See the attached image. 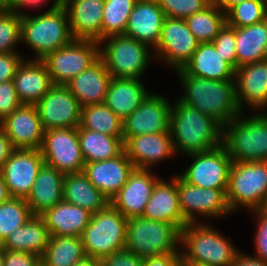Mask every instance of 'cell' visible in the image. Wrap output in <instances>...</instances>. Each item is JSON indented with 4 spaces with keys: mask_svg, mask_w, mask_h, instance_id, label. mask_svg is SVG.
<instances>
[{
    "mask_svg": "<svg viewBox=\"0 0 267 266\" xmlns=\"http://www.w3.org/2000/svg\"><path fill=\"white\" fill-rule=\"evenodd\" d=\"M181 78L185 94L178 99L212 117L222 126L242 112L235 97L234 80H211L187 74L182 68L175 70Z\"/></svg>",
    "mask_w": 267,
    "mask_h": 266,
    "instance_id": "cell-1",
    "label": "cell"
},
{
    "mask_svg": "<svg viewBox=\"0 0 267 266\" xmlns=\"http://www.w3.org/2000/svg\"><path fill=\"white\" fill-rule=\"evenodd\" d=\"M171 105L169 130L175 153L205 152L222 145V125L180 100Z\"/></svg>",
    "mask_w": 267,
    "mask_h": 266,
    "instance_id": "cell-2",
    "label": "cell"
},
{
    "mask_svg": "<svg viewBox=\"0 0 267 266\" xmlns=\"http://www.w3.org/2000/svg\"><path fill=\"white\" fill-rule=\"evenodd\" d=\"M73 39L68 12L59 0H54L44 13L21 16V43L28 45L38 60Z\"/></svg>",
    "mask_w": 267,
    "mask_h": 266,
    "instance_id": "cell-3",
    "label": "cell"
},
{
    "mask_svg": "<svg viewBox=\"0 0 267 266\" xmlns=\"http://www.w3.org/2000/svg\"><path fill=\"white\" fill-rule=\"evenodd\" d=\"M259 112L241 113L222 126V146L232 162L267 161V113Z\"/></svg>",
    "mask_w": 267,
    "mask_h": 266,
    "instance_id": "cell-4",
    "label": "cell"
},
{
    "mask_svg": "<svg viewBox=\"0 0 267 266\" xmlns=\"http://www.w3.org/2000/svg\"><path fill=\"white\" fill-rule=\"evenodd\" d=\"M182 261L199 262L211 266H232L239 252L207 223H188L181 230Z\"/></svg>",
    "mask_w": 267,
    "mask_h": 266,
    "instance_id": "cell-5",
    "label": "cell"
},
{
    "mask_svg": "<svg viewBox=\"0 0 267 266\" xmlns=\"http://www.w3.org/2000/svg\"><path fill=\"white\" fill-rule=\"evenodd\" d=\"M181 231L172 223L144 217L128 219L125 248L144 259L178 252Z\"/></svg>",
    "mask_w": 267,
    "mask_h": 266,
    "instance_id": "cell-6",
    "label": "cell"
},
{
    "mask_svg": "<svg viewBox=\"0 0 267 266\" xmlns=\"http://www.w3.org/2000/svg\"><path fill=\"white\" fill-rule=\"evenodd\" d=\"M128 219L109 204L91 215L82 233L86 256L99 260L125 249Z\"/></svg>",
    "mask_w": 267,
    "mask_h": 266,
    "instance_id": "cell-7",
    "label": "cell"
},
{
    "mask_svg": "<svg viewBox=\"0 0 267 266\" xmlns=\"http://www.w3.org/2000/svg\"><path fill=\"white\" fill-rule=\"evenodd\" d=\"M99 44L105 45L99 48V57L112 77L140 79L150 64L149 46L125 34L106 37Z\"/></svg>",
    "mask_w": 267,
    "mask_h": 266,
    "instance_id": "cell-8",
    "label": "cell"
},
{
    "mask_svg": "<svg viewBox=\"0 0 267 266\" xmlns=\"http://www.w3.org/2000/svg\"><path fill=\"white\" fill-rule=\"evenodd\" d=\"M267 193V161L233 162L229 172L226 200L233 212L239 205L252 212L262 205Z\"/></svg>",
    "mask_w": 267,
    "mask_h": 266,
    "instance_id": "cell-9",
    "label": "cell"
},
{
    "mask_svg": "<svg viewBox=\"0 0 267 266\" xmlns=\"http://www.w3.org/2000/svg\"><path fill=\"white\" fill-rule=\"evenodd\" d=\"M100 44L95 40L73 39L48 53L42 61L54 85H65L99 58Z\"/></svg>",
    "mask_w": 267,
    "mask_h": 266,
    "instance_id": "cell-10",
    "label": "cell"
},
{
    "mask_svg": "<svg viewBox=\"0 0 267 266\" xmlns=\"http://www.w3.org/2000/svg\"><path fill=\"white\" fill-rule=\"evenodd\" d=\"M40 151L45 164L64 175L84 170L78 127L45 130Z\"/></svg>",
    "mask_w": 267,
    "mask_h": 266,
    "instance_id": "cell-11",
    "label": "cell"
},
{
    "mask_svg": "<svg viewBox=\"0 0 267 266\" xmlns=\"http://www.w3.org/2000/svg\"><path fill=\"white\" fill-rule=\"evenodd\" d=\"M193 162L180 177L190 185L220 189L225 194L228 187L232 160L221 145L212 150L189 154Z\"/></svg>",
    "mask_w": 267,
    "mask_h": 266,
    "instance_id": "cell-12",
    "label": "cell"
},
{
    "mask_svg": "<svg viewBox=\"0 0 267 266\" xmlns=\"http://www.w3.org/2000/svg\"><path fill=\"white\" fill-rule=\"evenodd\" d=\"M35 106L44 130L80 126L81 106L65 85H54Z\"/></svg>",
    "mask_w": 267,
    "mask_h": 266,
    "instance_id": "cell-13",
    "label": "cell"
},
{
    "mask_svg": "<svg viewBox=\"0 0 267 266\" xmlns=\"http://www.w3.org/2000/svg\"><path fill=\"white\" fill-rule=\"evenodd\" d=\"M198 44L184 19L165 17L154 53L178 70L191 59Z\"/></svg>",
    "mask_w": 267,
    "mask_h": 266,
    "instance_id": "cell-14",
    "label": "cell"
},
{
    "mask_svg": "<svg viewBox=\"0 0 267 266\" xmlns=\"http://www.w3.org/2000/svg\"><path fill=\"white\" fill-rule=\"evenodd\" d=\"M44 163L40 149H14L0 170L11 198H27Z\"/></svg>",
    "mask_w": 267,
    "mask_h": 266,
    "instance_id": "cell-15",
    "label": "cell"
},
{
    "mask_svg": "<svg viewBox=\"0 0 267 266\" xmlns=\"http://www.w3.org/2000/svg\"><path fill=\"white\" fill-rule=\"evenodd\" d=\"M171 104L163 96L149 94L141 105L122 120L123 141L148 133L170 132Z\"/></svg>",
    "mask_w": 267,
    "mask_h": 266,
    "instance_id": "cell-16",
    "label": "cell"
},
{
    "mask_svg": "<svg viewBox=\"0 0 267 266\" xmlns=\"http://www.w3.org/2000/svg\"><path fill=\"white\" fill-rule=\"evenodd\" d=\"M178 192L181 213L188 223H195L194 213L207 218L231 214L226 194L220 189L193 186L178 176Z\"/></svg>",
    "mask_w": 267,
    "mask_h": 266,
    "instance_id": "cell-17",
    "label": "cell"
},
{
    "mask_svg": "<svg viewBox=\"0 0 267 266\" xmlns=\"http://www.w3.org/2000/svg\"><path fill=\"white\" fill-rule=\"evenodd\" d=\"M0 127L14 149H40L44 129L34 104H21L7 116Z\"/></svg>",
    "mask_w": 267,
    "mask_h": 266,
    "instance_id": "cell-18",
    "label": "cell"
},
{
    "mask_svg": "<svg viewBox=\"0 0 267 266\" xmlns=\"http://www.w3.org/2000/svg\"><path fill=\"white\" fill-rule=\"evenodd\" d=\"M159 180L152 170L135 168L110 204L127 219L140 217Z\"/></svg>",
    "mask_w": 267,
    "mask_h": 266,
    "instance_id": "cell-19",
    "label": "cell"
},
{
    "mask_svg": "<svg viewBox=\"0 0 267 266\" xmlns=\"http://www.w3.org/2000/svg\"><path fill=\"white\" fill-rule=\"evenodd\" d=\"M234 81L236 103L242 113L244 103L255 111L267 108V59L238 67Z\"/></svg>",
    "mask_w": 267,
    "mask_h": 266,
    "instance_id": "cell-20",
    "label": "cell"
},
{
    "mask_svg": "<svg viewBox=\"0 0 267 266\" xmlns=\"http://www.w3.org/2000/svg\"><path fill=\"white\" fill-rule=\"evenodd\" d=\"M134 169L135 166L123 151L111 159L85 163L83 172L89 181L111 201L127 182Z\"/></svg>",
    "mask_w": 267,
    "mask_h": 266,
    "instance_id": "cell-21",
    "label": "cell"
},
{
    "mask_svg": "<svg viewBox=\"0 0 267 266\" xmlns=\"http://www.w3.org/2000/svg\"><path fill=\"white\" fill-rule=\"evenodd\" d=\"M124 151L135 168L147 170L153 164L176 155L170 132L129 137L124 142Z\"/></svg>",
    "mask_w": 267,
    "mask_h": 266,
    "instance_id": "cell-22",
    "label": "cell"
},
{
    "mask_svg": "<svg viewBox=\"0 0 267 266\" xmlns=\"http://www.w3.org/2000/svg\"><path fill=\"white\" fill-rule=\"evenodd\" d=\"M165 15L157 0H137L129 15L124 34L149 46L157 47Z\"/></svg>",
    "mask_w": 267,
    "mask_h": 266,
    "instance_id": "cell-23",
    "label": "cell"
},
{
    "mask_svg": "<svg viewBox=\"0 0 267 266\" xmlns=\"http://www.w3.org/2000/svg\"><path fill=\"white\" fill-rule=\"evenodd\" d=\"M141 217L172 223L180 231L188 224L180 209L178 176L171 182L160 179L156 183Z\"/></svg>",
    "mask_w": 267,
    "mask_h": 266,
    "instance_id": "cell-24",
    "label": "cell"
},
{
    "mask_svg": "<svg viewBox=\"0 0 267 266\" xmlns=\"http://www.w3.org/2000/svg\"><path fill=\"white\" fill-rule=\"evenodd\" d=\"M12 81L22 104L35 105L54 86L45 63L38 59H24Z\"/></svg>",
    "mask_w": 267,
    "mask_h": 266,
    "instance_id": "cell-25",
    "label": "cell"
},
{
    "mask_svg": "<svg viewBox=\"0 0 267 266\" xmlns=\"http://www.w3.org/2000/svg\"><path fill=\"white\" fill-rule=\"evenodd\" d=\"M111 79L112 76L99 57L65 86L77 98L79 105L83 107L104 103Z\"/></svg>",
    "mask_w": 267,
    "mask_h": 266,
    "instance_id": "cell-26",
    "label": "cell"
},
{
    "mask_svg": "<svg viewBox=\"0 0 267 266\" xmlns=\"http://www.w3.org/2000/svg\"><path fill=\"white\" fill-rule=\"evenodd\" d=\"M74 39L101 41V24L105 0H65Z\"/></svg>",
    "mask_w": 267,
    "mask_h": 266,
    "instance_id": "cell-27",
    "label": "cell"
},
{
    "mask_svg": "<svg viewBox=\"0 0 267 266\" xmlns=\"http://www.w3.org/2000/svg\"><path fill=\"white\" fill-rule=\"evenodd\" d=\"M64 174L43 164L38 171L34 185L25 199L33 215H41L63 201Z\"/></svg>",
    "mask_w": 267,
    "mask_h": 266,
    "instance_id": "cell-28",
    "label": "cell"
},
{
    "mask_svg": "<svg viewBox=\"0 0 267 266\" xmlns=\"http://www.w3.org/2000/svg\"><path fill=\"white\" fill-rule=\"evenodd\" d=\"M92 213L66 201L57 203L40 216L45 222L50 235L82 236L89 224Z\"/></svg>",
    "mask_w": 267,
    "mask_h": 266,
    "instance_id": "cell-29",
    "label": "cell"
},
{
    "mask_svg": "<svg viewBox=\"0 0 267 266\" xmlns=\"http://www.w3.org/2000/svg\"><path fill=\"white\" fill-rule=\"evenodd\" d=\"M187 74L211 80H234L235 69L218 53L212 42L199 43L182 68Z\"/></svg>",
    "mask_w": 267,
    "mask_h": 266,
    "instance_id": "cell-30",
    "label": "cell"
},
{
    "mask_svg": "<svg viewBox=\"0 0 267 266\" xmlns=\"http://www.w3.org/2000/svg\"><path fill=\"white\" fill-rule=\"evenodd\" d=\"M148 95L140 79L112 77L104 103L123 120L133 113Z\"/></svg>",
    "mask_w": 267,
    "mask_h": 266,
    "instance_id": "cell-31",
    "label": "cell"
},
{
    "mask_svg": "<svg viewBox=\"0 0 267 266\" xmlns=\"http://www.w3.org/2000/svg\"><path fill=\"white\" fill-rule=\"evenodd\" d=\"M63 200L92 214L110 204L109 199L89 181L83 171L64 175Z\"/></svg>",
    "mask_w": 267,
    "mask_h": 266,
    "instance_id": "cell-32",
    "label": "cell"
},
{
    "mask_svg": "<svg viewBox=\"0 0 267 266\" xmlns=\"http://www.w3.org/2000/svg\"><path fill=\"white\" fill-rule=\"evenodd\" d=\"M50 236L42 217L33 215L23 226L11 233L1 246L5 250L28 252L42 256Z\"/></svg>",
    "mask_w": 267,
    "mask_h": 266,
    "instance_id": "cell-33",
    "label": "cell"
},
{
    "mask_svg": "<svg viewBox=\"0 0 267 266\" xmlns=\"http://www.w3.org/2000/svg\"><path fill=\"white\" fill-rule=\"evenodd\" d=\"M237 68L267 59V18L257 24L235 27Z\"/></svg>",
    "mask_w": 267,
    "mask_h": 266,
    "instance_id": "cell-34",
    "label": "cell"
},
{
    "mask_svg": "<svg viewBox=\"0 0 267 266\" xmlns=\"http://www.w3.org/2000/svg\"><path fill=\"white\" fill-rule=\"evenodd\" d=\"M78 138L85 163L111 159L124 151L123 137H113L79 126Z\"/></svg>",
    "mask_w": 267,
    "mask_h": 266,
    "instance_id": "cell-35",
    "label": "cell"
},
{
    "mask_svg": "<svg viewBox=\"0 0 267 266\" xmlns=\"http://www.w3.org/2000/svg\"><path fill=\"white\" fill-rule=\"evenodd\" d=\"M86 256L80 236H50L41 256L42 266H73Z\"/></svg>",
    "mask_w": 267,
    "mask_h": 266,
    "instance_id": "cell-36",
    "label": "cell"
},
{
    "mask_svg": "<svg viewBox=\"0 0 267 266\" xmlns=\"http://www.w3.org/2000/svg\"><path fill=\"white\" fill-rule=\"evenodd\" d=\"M83 129L101 132L113 137H123L122 119H120L105 103L81 107Z\"/></svg>",
    "mask_w": 267,
    "mask_h": 266,
    "instance_id": "cell-37",
    "label": "cell"
},
{
    "mask_svg": "<svg viewBox=\"0 0 267 266\" xmlns=\"http://www.w3.org/2000/svg\"><path fill=\"white\" fill-rule=\"evenodd\" d=\"M199 43L212 42L226 24L225 13L213 2L204 10L184 19Z\"/></svg>",
    "mask_w": 267,
    "mask_h": 266,
    "instance_id": "cell-38",
    "label": "cell"
},
{
    "mask_svg": "<svg viewBox=\"0 0 267 266\" xmlns=\"http://www.w3.org/2000/svg\"><path fill=\"white\" fill-rule=\"evenodd\" d=\"M137 0H105L101 40L112 35L124 34L128 24L129 15Z\"/></svg>",
    "mask_w": 267,
    "mask_h": 266,
    "instance_id": "cell-39",
    "label": "cell"
},
{
    "mask_svg": "<svg viewBox=\"0 0 267 266\" xmlns=\"http://www.w3.org/2000/svg\"><path fill=\"white\" fill-rule=\"evenodd\" d=\"M33 214L25 199L10 198L0 204V245L16 229L23 226Z\"/></svg>",
    "mask_w": 267,
    "mask_h": 266,
    "instance_id": "cell-40",
    "label": "cell"
},
{
    "mask_svg": "<svg viewBox=\"0 0 267 266\" xmlns=\"http://www.w3.org/2000/svg\"><path fill=\"white\" fill-rule=\"evenodd\" d=\"M226 24L231 27H246L267 18V0H245L226 13Z\"/></svg>",
    "mask_w": 267,
    "mask_h": 266,
    "instance_id": "cell-41",
    "label": "cell"
},
{
    "mask_svg": "<svg viewBox=\"0 0 267 266\" xmlns=\"http://www.w3.org/2000/svg\"><path fill=\"white\" fill-rule=\"evenodd\" d=\"M21 41V16L11 11L0 13V53L16 52Z\"/></svg>",
    "mask_w": 267,
    "mask_h": 266,
    "instance_id": "cell-42",
    "label": "cell"
},
{
    "mask_svg": "<svg viewBox=\"0 0 267 266\" xmlns=\"http://www.w3.org/2000/svg\"><path fill=\"white\" fill-rule=\"evenodd\" d=\"M165 17L185 19L208 7L212 0H157Z\"/></svg>",
    "mask_w": 267,
    "mask_h": 266,
    "instance_id": "cell-43",
    "label": "cell"
},
{
    "mask_svg": "<svg viewBox=\"0 0 267 266\" xmlns=\"http://www.w3.org/2000/svg\"><path fill=\"white\" fill-rule=\"evenodd\" d=\"M215 49L223 58L236 70L237 55H236V38L235 27L225 24L212 41Z\"/></svg>",
    "mask_w": 267,
    "mask_h": 266,
    "instance_id": "cell-44",
    "label": "cell"
},
{
    "mask_svg": "<svg viewBox=\"0 0 267 266\" xmlns=\"http://www.w3.org/2000/svg\"><path fill=\"white\" fill-rule=\"evenodd\" d=\"M22 103L19 101L13 81L0 83V122L15 111Z\"/></svg>",
    "mask_w": 267,
    "mask_h": 266,
    "instance_id": "cell-45",
    "label": "cell"
},
{
    "mask_svg": "<svg viewBox=\"0 0 267 266\" xmlns=\"http://www.w3.org/2000/svg\"><path fill=\"white\" fill-rule=\"evenodd\" d=\"M253 211L257 215V221L259 222L255 234L257 255L254 257L267 262V214L259 209Z\"/></svg>",
    "mask_w": 267,
    "mask_h": 266,
    "instance_id": "cell-46",
    "label": "cell"
},
{
    "mask_svg": "<svg viewBox=\"0 0 267 266\" xmlns=\"http://www.w3.org/2000/svg\"><path fill=\"white\" fill-rule=\"evenodd\" d=\"M23 60L24 58L18 52L0 53V83L12 81Z\"/></svg>",
    "mask_w": 267,
    "mask_h": 266,
    "instance_id": "cell-47",
    "label": "cell"
},
{
    "mask_svg": "<svg viewBox=\"0 0 267 266\" xmlns=\"http://www.w3.org/2000/svg\"><path fill=\"white\" fill-rule=\"evenodd\" d=\"M3 266H42L41 256L28 252L5 250Z\"/></svg>",
    "mask_w": 267,
    "mask_h": 266,
    "instance_id": "cell-48",
    "label": "cell"
},
{
    "mask_svg": "<svg viewBox=\"0 0 267 266\" xmlns=\"http://www.w3.org/2000/svg\"><path fill=\"white\" fill-rule=\"evenodd\" d=\"M142 259L126 248L114 252L102 260V266H141Z\"/></svg>",
    "mask_w": 267,
    "mask_h": 266,
    "instance_id": "cell-49",
    "label": "cell"
},
{
    "mask_svg": "<svg viewBox=\"0 0 267 266\" xmlns=\"http://www.w3.org/2000/svg\"><path fill=\"white\" fill-rule=\"evenodd\" d=\"M141 266H182L181 251L142 259Z\"/></svg>",
    "mask_w": 267,
    "mask_h": 266,
    "instance_id": "cell-50",
    "label": "cell"
},
{
    "mask_svg": "<svg viewBox=\"0 0 267 266\" xmlns=\"http://www.w3.org/2000/svg\"><path fill=\"white\" fill-rule=\"evenodd\" d=\"M13 151L14 148L10 142V139L0 127V170Z\"/></svg>",
    "mask_w": 267,
    "mask_h": 266,
    "instance_id": "cell-51",
    "label": "cell"
},
{
    "mask_svg": "<svg viewBox=\"0 0 267 266\" xmlns=\"http://www.w3.org/2000/svg\"><path fill=\"white\" fill-rule=\"evenodd\" d=\"M8 1L12 11L17 13L19 16H23L26 14L19 11L20 9L26 6L29 8L35 6L38 7L42 3L46 2V0H8Z\"/></svg>",
    "mask_w": 267,
    "mask_h": 266,
    "instance_id": "cell-52",
    "label": "cell"
},
{
    "mask_svg": "<svg viewBox=\"0 0 267 266\" xmlns=\"http://www.w3.org/2000/svg\"><path fill=\"white\" fill-rule=\"evenodd\" d=\"M232 266H267V262L239 252Z\"/></svg>",
    "mask_w": 267,
    "mask_h": 266,
    "instance_id": "cell-53",
    "label": "cell"
},
{
    "mask_svg": "<svg viewBox=\"0 0 267 266\" xmlns=\"http://www.w3.org/2000/svg\"><path fill=\"white\" fill-rule=\"evenodd\" d=\"M245 0H212V2L218 6L224 13H226L231 7L243 2Z\"/></svg>",
    "mask_w": 267,
    "mask_h": 266,
    "instance_id": "cell-54",
    "label": "cell"
},
{
    "mask_svg": "<svg viewBox=\"0 0 267 266\" xmlns=\"http://www.w3.org/2000/svg\"><path fill=\"white\" fill-rule=\"evenodd\" d=\"M73 266H102V261L90 256H85L77 261Z\"/></svg>",
    "mask_w": 267,
    "mask_h": 266,
    "instance_id": "cell-55",
    "label": "cell"
},
{
    "mask_svg": "<svg viewBox=\"0 0 267 266\" xmlns=\"http://www.w3.org/2000/svg\"><path fill=\"white\" fill-rule=\"evenodd\" d=\"M10 194L7 189V185L5 184V181L3 180V177L0 173V204L8 201L10 199Z\"/></svg>",
    "mask_w": 267,
    "mask_h": 266,
    "instance_id": "cell-56",
    "label": "cell"
},
{
    "mask_svg": "<svg viewBox=\"0 0 267 266\" xmlns=\"http://www.w3.org/2000/svg\"><path fill=\"white\" fill-rule=\"evenodd\" d=\"M12 9L9 5L8 0H0V13H8L11 12Z\"/></svg>",
    "mask_w": 267,
    "mask_h": 266,
    "instance_id": "cell-57",
    "label": "cell"
},
{
    "mask_svg": "<svg viewBox=\"0 0 267 266\" xmlns=\"http://www.w3.org/2000/svg\"><path fill=\"white\" fill-rule=\"evenodd\" d=\"M182 266H211V265L199 262L182 261Z\"/></svg>",
    "mask_w": 267,
    "mask_h": 266,
    "instance_id": "cell-58",
    "label": "cell"
},
{
    "mask_svg": "<svg viewBox=\"0 0 267 266\" xmlns=\"http://www.w3.org/2000/svg\"><path fill=\"white\" fill-rule=\"evenodd\" d=\"M259 210L267 214V193Z\"/></svg>",
    "mask_w": 267,
    "mask_h": 266,
    "instance_id": "cell-59",
    "label": "cell"
},
{
    "mask_svg": "<svg viewBox=\"0 0 267 266\" xmlns=\"http://www.w3.org/2000/svg\"><path fill=\"white\" fill-rule=\"evenodd\" d=\"M5 249L0 245V266L4 264Z\"/></svg>",
    "mask_w": 267,
    "mask_h": 266,
    "instance_id": "cell-60",
    "label": "cell"
}]
</instances>
